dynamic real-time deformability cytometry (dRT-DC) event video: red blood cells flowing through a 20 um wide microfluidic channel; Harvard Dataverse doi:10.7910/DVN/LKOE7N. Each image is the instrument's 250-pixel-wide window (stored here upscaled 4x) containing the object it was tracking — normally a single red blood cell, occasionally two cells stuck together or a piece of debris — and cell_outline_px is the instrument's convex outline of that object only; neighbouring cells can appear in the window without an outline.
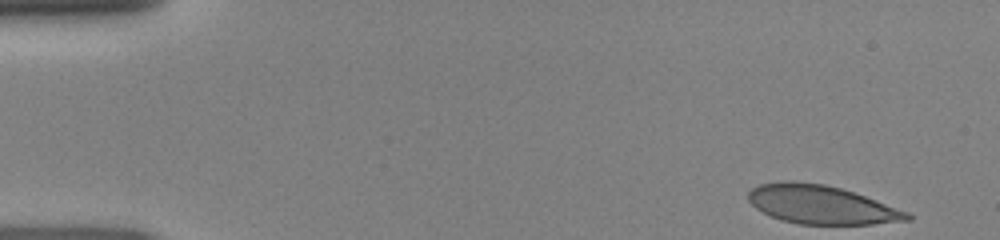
{"species": "human", "species_latin": "Homo sapiens", "temperature_condition": "room temperature", "stored_images_in_passage": 39, "camera_frame_rate_fps": 3000, "um_per_image_px": 0.085, "donor": {"sex": "female"}, "frame": {"image": 1, "passage_image": 1, "time_ms": 0.0, "image_size_px": [1000, 240], "cell_outline_px": [[912, 220], [872, 224], [800, 224], [780, 220], [756, 208], [748, 200], [748, 192], [752, 188], [760, 184], [784, 180], [792, 180], [824, 184], [840, 188], [864, 196], [908, 212], [912, 216]], "centroid_in_image_um": [69.78, 17.39], "position_along_channel_um": 15.2, "area_um2": 35.55}}
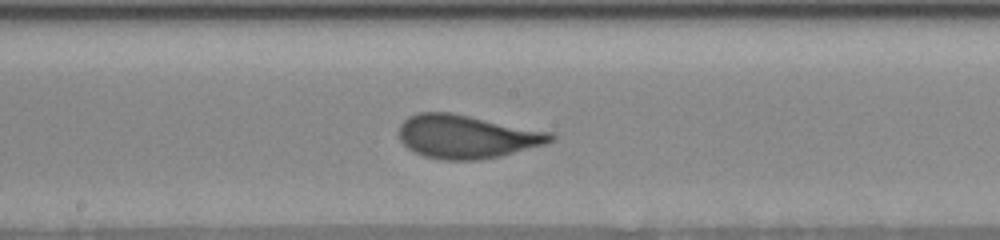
{"frame": {"image": 2, "passage_image": 23, "time_ms": 7.333, "image_size_px": [1000, 240], "cell_outline_px": [[556, 140], [548, 144], [500, 156], [476, 160], [440, 160], [424, 156], [412, 152], [400, 140], [400, 124], [408, 116], [416, 112], [452, 112], [552, 132], [556, 136]], "centroid_in_image_um": [39.7, 11.61], "position_along_channel_um": 208.5, "area_um2": 38.84}}
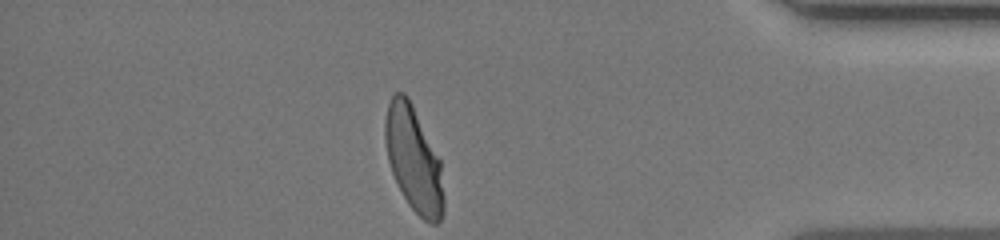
{"frame": {"image": 3, "passage_image": 39, "time_ms": 12.667, "image_size_px": [1000, 240], "cell_outline_px": [[444, 212], [440, 220], [436, 224], [432, 224], [424, 220], [408, 204], [392, 172], [388, 160], [384, 136], [384, 120], [388, 104], [392, 96], [396, 92], [404, 92], [408, 96], [440, 160], [444, 196]], "centroid_in_image_um": [35.16, 13.54], "position_along_channel_um": 400.0, "area_um2": 35.66}}